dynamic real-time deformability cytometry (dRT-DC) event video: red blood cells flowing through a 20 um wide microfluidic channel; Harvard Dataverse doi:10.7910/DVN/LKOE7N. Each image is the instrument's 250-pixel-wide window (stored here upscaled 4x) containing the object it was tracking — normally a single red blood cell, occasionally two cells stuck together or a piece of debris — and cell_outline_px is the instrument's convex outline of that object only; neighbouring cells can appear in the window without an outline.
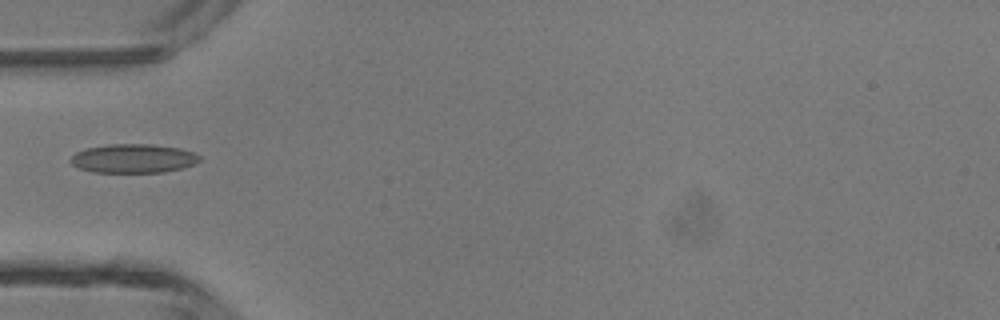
{"species": "common noctule bat (a hibernating species)", "species_latin": "Nyctalus noctula", "temperature_condition": "room temperature", "stored_images_in_passage": 4, "camera_frame_rate_fps": 3000, "um_per_image_px": 0.085, "animal": {"sex": "male", "body_mass_g": 13.3}, "frame": {"image": 1, "passage_image": 3, "time_ms": 0.667, "image_size_px": [1000, 320], "cell_outline_px": [[200, 160], [196, 164], [164, 172], [92, 172], [80, 168], [72, 164], [68, 160], [76, 152], [88, 148], [108, 144], [152, 144], [180, 148], [192, 152], [200, 156]], "centroid_in_image_um": [11.33, 13.47], "position_along_channel_um": 73.7, "area_um2": 21.68}}
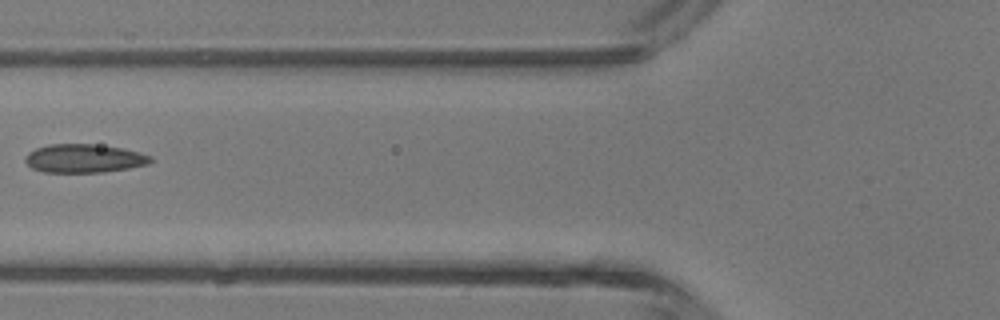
{"frame": {"image": 2, "passage_image": 4, "time_ms": 1.0, "image_size_px": [1000, 320], "cell_outline_px": [[156, 160], [148, 164], [128, 168], [100, 172], [44, 172], [32, 168], [24, 160], [28, 152], [36, 148], [48, 144], [92, 144], [120, 148], [140, 152], [152, 156]], "centroid_in_image_um": [7.16, 13.46], "position_along_channel_um": 118.6, "area_um2": 20.81}}